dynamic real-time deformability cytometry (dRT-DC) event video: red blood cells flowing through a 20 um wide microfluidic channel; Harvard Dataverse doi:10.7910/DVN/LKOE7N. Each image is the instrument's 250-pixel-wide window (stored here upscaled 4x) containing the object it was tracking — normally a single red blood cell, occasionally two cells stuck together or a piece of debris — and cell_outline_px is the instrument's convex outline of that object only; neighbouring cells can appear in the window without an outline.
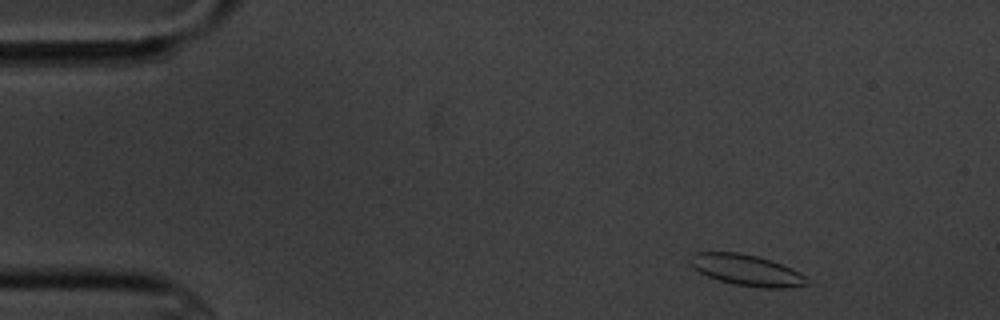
{"species": "common noctule bat (a hibernating species)", "species_latin": "Nyctalus noctula", "temperature_condition": "cold", "stored_images_in_passage": 4, "camera_frame_rate_fps": 3000, "um_per_image_px": 0.085, "animal": {"sex": "male", "body_mass_g": 20.1, "forearm_length_mm": 53.5}, "frame": {"image": 1, "passage_image": 2, "time_ms": 1.0, "image_size_px": [1000, 320], "cell_outline_px": [[808, 284], [788, 288], [760, 288], [732, 284], [708, 276], [692, 268], [688, 260], [696, 252], [740, 252], [772, 260], [792, 268], [804, 276]], "centroid_in_image_um": [63.44, 22.96], "position_along_channel_um": 21.6, "area_um2": 21.15}}